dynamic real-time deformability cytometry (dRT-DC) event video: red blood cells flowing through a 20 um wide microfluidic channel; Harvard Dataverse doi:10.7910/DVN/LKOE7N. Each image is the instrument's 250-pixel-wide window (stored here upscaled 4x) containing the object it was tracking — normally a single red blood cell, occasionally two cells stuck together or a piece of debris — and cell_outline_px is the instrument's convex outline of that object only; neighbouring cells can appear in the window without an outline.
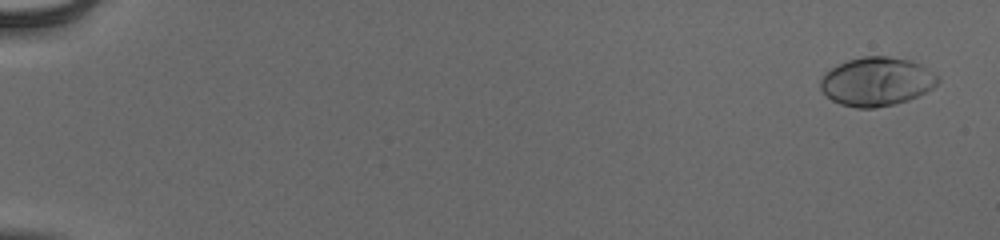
{"species": "human", "species_latin": "Homo sapiens", "temperature_condition": "cold", "stored_images_in_passage": 17, "camera_frame_rate_fps": 3000, "um_per_image_px": 0.085, "donor": {"sex": "male"}, "frame": {"image": 1, "passage_image": 3, "time_ms": 0.667, "image_size_px": [1000, 240], "cell_outline_px": [[940, 80], [932, 88], [908, 100], [876, 108], [856, 108], [840, 104], [832, 100], [820, 88], [820, 80], [824, 72], [848, 60], [864, 56], [888, 56], [912, 60], [920, 64], [940, 76]], "centroid_in_image_um": [74.52, 6.92], "position_along_channel_um": 10.5, "area_um2": 33.29}}